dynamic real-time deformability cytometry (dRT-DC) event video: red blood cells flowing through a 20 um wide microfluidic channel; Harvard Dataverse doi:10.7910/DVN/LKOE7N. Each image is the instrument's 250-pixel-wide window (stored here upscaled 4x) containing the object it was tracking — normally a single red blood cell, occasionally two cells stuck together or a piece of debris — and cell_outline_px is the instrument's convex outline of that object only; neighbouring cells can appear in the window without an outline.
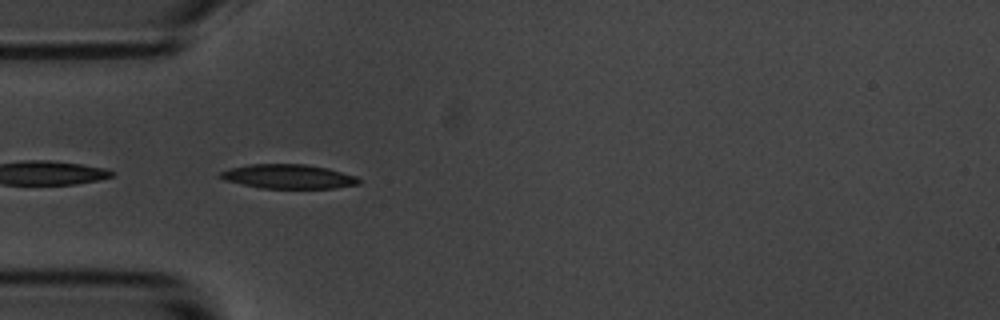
{"species": "common noctule bat (a hibernating species)", "species_latin": "Nyctalus noctula", "temperature_condition": "room temperature", "stored_images_in_passage": 6, "camera_frame_rate_fps": 3000, "um_per_image_px": 0.085, "animal": {"sex": "male", "body_mass_g": 20.1, "forearm_length_mm": 53.5}, "frame": {"image": 1, "passage_image": 4, "time_ms": 4.333, "image_size_px": [1000, 320], "cell_outline_px": [[360, 184], [332, 188], [260, 188], [224, 180], [216, 176], [220, 172], [228, 168], [252, 164], [304, 164], [328, 168], [356, 176], [360, 180]], "centroid_in_image_um": [24.47, 15.0], "position_along_channel_um": 60.5, "area_um2": 19.59}}
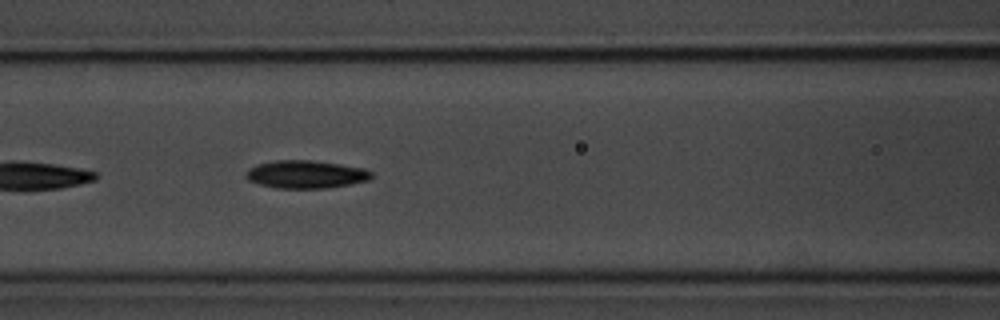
{"frame": {"image": 2, "passage_image": 6, "time_ms": 6.667, "image_size_px": [1000, 320], "cell_outline_px": [[372, 176], [368, 180], [328, 188], [276, 188], [260, 184], [248, 180], [244, 176], [248, 168], [256, 164], [276, 160], [308, 160], [340, 164], [364, 168], [372, 172]], "centroid_in_image_um": [25.96, 14.81], "position_along_channel_um": 140.6, "area_um2": 20.35}}